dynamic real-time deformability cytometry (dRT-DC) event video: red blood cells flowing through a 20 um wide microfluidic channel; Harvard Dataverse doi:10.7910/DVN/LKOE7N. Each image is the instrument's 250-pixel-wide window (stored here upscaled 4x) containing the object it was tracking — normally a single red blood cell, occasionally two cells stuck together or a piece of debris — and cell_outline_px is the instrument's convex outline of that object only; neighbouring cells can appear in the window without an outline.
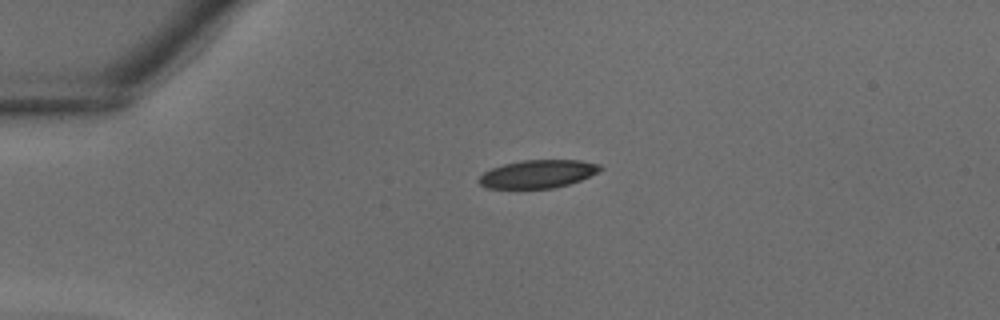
{"species": "common noctule bat (a hibernating species)", "species_latin": "Nyctalus noctula", "temperature_condition": "warm", "stored_images_in_passage": 30, "camera_frame_rate_fps": 3000, "um_per_image_px": 0.085, "animal": {"sex": "male", "body_mass_g": 18.8}, "frame": {"image": 1, "passage_image": 1, "time_ms": 0.0, "image_size_px": [1000, 320], "cell_outline_px": [[604, 168], [580, 180], [568, 184], [552, 188], [484, 188], [476, 180], [484, 172], [492, 168], [504, 164], [520, 160], [580, 160], [600, 164]], "centroid_in_image_um": [45.68, 14.78], "position_along_channel_um": 39.3, "area_um2": 19.77}}
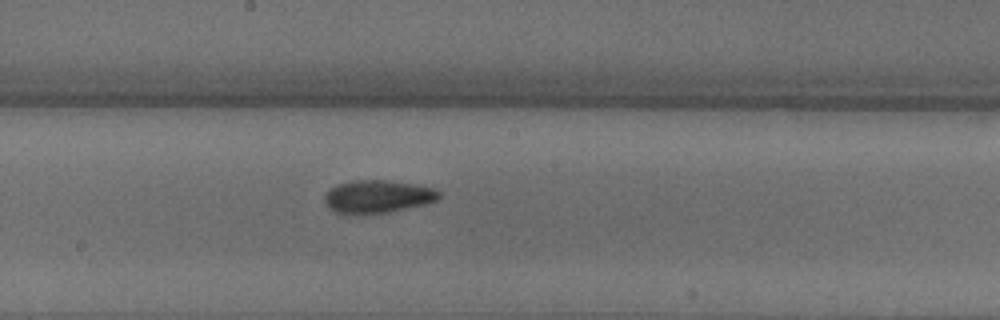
{"frame": {"image": 2, "passage_image": 13, "time_ms": 4.0, "image_size_px": [1000, 320], "cell_outline_px": [[440, 196], [436, 200], [424, 204], [388, 212], [336, 212], [328, 208], [324, 200], [324, 196], [336, 184], [352, 180], [388, 180], [420, 184], [436, 188], [440, 192]], "centroid_in_image_um": [32.14, 16.66], "position_along_channel_um": 216.1, "area_um2": 21.62}}
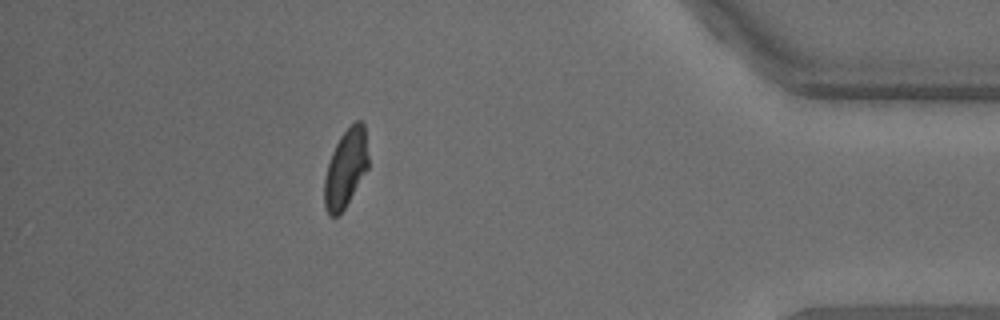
{"frame": {"image": 3, "passage_image": 26, "time_ms": 8.333, "image_size_px": [1000, 320], "cell_outline_px": [[368, 168], [344, 208], [336, 216], [328, 216], [324, 208], [324, 176], [332, 152], [340, 136], [356, 120], [360, 120], [364, 124], [368, 156]], "centroid_in_image_um": [29.37, 14.31], "position_along_channel_um": 405.8, "area_um2": 19.83}}